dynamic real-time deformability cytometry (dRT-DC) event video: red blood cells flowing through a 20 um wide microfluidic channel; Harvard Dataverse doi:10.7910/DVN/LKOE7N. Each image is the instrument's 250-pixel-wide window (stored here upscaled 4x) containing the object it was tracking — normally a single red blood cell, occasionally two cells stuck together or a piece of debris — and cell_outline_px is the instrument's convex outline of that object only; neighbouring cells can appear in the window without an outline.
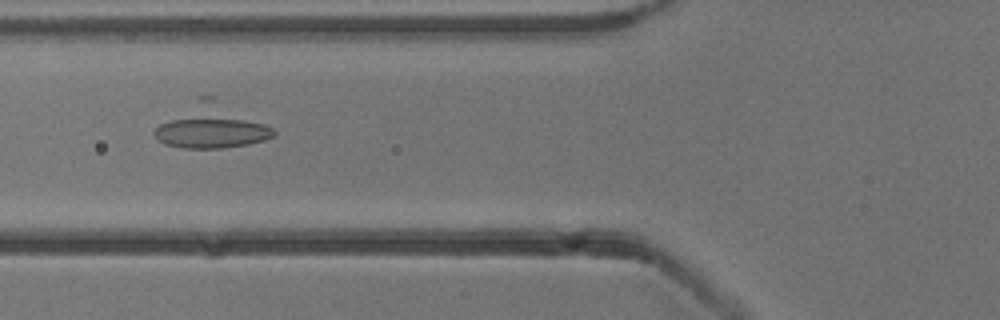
{"species": "common noctule bat (a hibernating species)", "species_latin": "Nyctalus noctula", "temperature_condition": "cold", "stored_images_in_passage": 8, "camera_frame_rate_fps": 3000, "um_per_image_px": 0.085, "animal": {"sex": "male", "body_mass_g": 13.3}, "frame": {"image": 1, "passage_image": 5, "time_ms": 1.333, "image_size_px": [1000, 320], "cell_outline_px": [[276, 136], [264, 140], [248, 144], [224, 148], [184, 148], [164, 144], [152, 132], [160, 124], [172, 120], [200, 116], [212, 116], [244, 120], [264, 124], [272, 128], [276, 132]], "centroid_in_image_um": [18.01, 11.26], "position_along_channel_um": 107.8, "area_um2": 21.68}}